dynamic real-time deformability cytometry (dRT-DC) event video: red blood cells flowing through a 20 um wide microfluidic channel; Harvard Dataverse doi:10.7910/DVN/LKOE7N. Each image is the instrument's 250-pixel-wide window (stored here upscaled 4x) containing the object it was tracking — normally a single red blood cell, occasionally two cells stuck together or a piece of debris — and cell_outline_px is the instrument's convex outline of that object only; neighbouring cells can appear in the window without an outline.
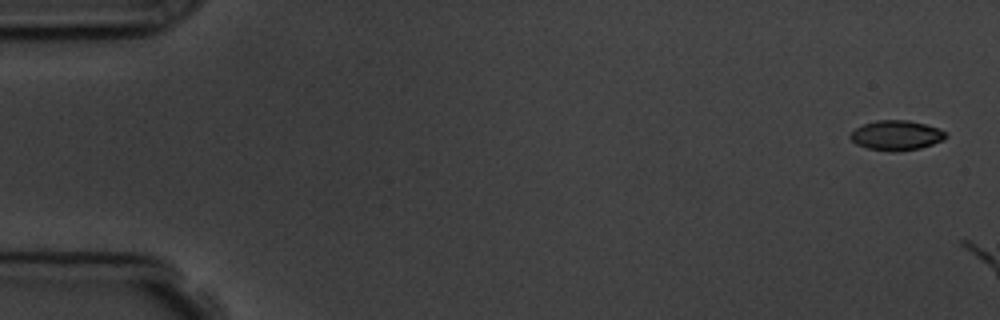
{"species": "common noctule bat (a hibernating species)", "species_latin": "Nyctalus noctula", "temperature_condition": "room temperature", "stored_images_in_passage": 2, "camera_frame_rate_fps": 3000, "um_per_image_px": 0.085, "animal": {"sex": "male", "body_mass_g": 19.5, "forearm_length_mm": 54.6}, "frame": {"image": 1, "passage_image": 1, "time_ms": 0.0, "image_size_px": [1000, 320], "cell_outline_px": [[948, 136], [944, 140], [920, 148], [896, 152], [892, 152], [868, 148], [856, 144], [848, 136], [856, 128], [864, 124], [876, 120], [908, 120], [924, 124], [936, 128], [944, 132]], "centroid_in_image_um": [76.17, 11.51], "position_along_channel_um": 8.8, "area_um2": 16.47}}